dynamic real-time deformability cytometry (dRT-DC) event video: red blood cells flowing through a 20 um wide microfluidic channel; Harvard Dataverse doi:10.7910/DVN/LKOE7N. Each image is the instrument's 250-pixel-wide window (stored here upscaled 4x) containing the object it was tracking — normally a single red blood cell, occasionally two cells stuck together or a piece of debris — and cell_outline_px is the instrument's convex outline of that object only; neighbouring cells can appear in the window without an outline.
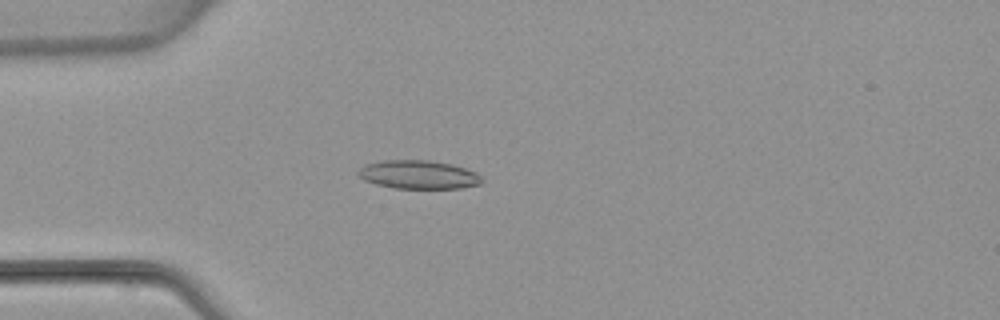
{"species": "common noctule bat (a hibernating species)", "species_latin": "Nyctalus noctula", "temperature_condition": "warm", "stored_images_in_passage": 5, "camera_frame_rate_fps": 3000, "um_per_image_px": 0.085, "animal": {"sex": "female", "body_mass_g": 22.7, "forearm_length_mm": 54.2}, "frame": {"image": 1, "passage_image": 4, "time_ms": 3.667, "image_size_px": [1000, 320], "cell_outline_px": [[484, 180], [480, 184], [460, 188], [392, 188], [376, 184], [364, 180], [356, 172], [364, 164], [380, 160], [428, 160], [452, 164], [476, 172]], "centroid_in_image_um": [35.55, 14.84], "position_along_channel_um": 49.5, "area_um2": 20.63}}